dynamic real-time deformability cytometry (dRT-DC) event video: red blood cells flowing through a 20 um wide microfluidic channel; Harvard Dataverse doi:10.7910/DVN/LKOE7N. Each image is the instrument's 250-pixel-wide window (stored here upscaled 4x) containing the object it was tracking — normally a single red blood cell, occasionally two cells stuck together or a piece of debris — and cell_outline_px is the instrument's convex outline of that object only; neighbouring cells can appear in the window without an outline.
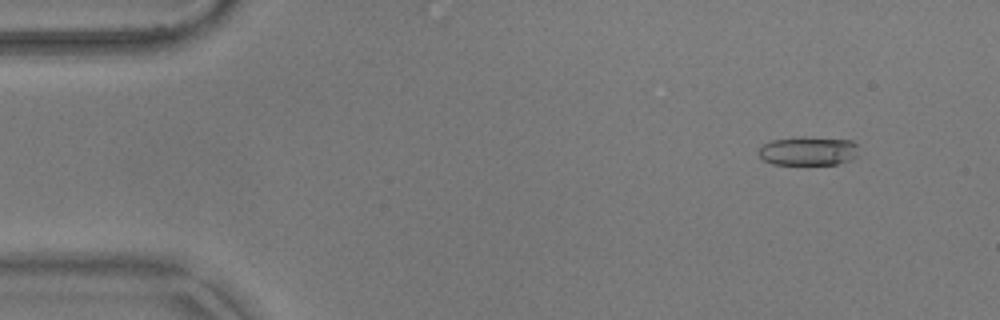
{"species": "common noctule bat (a hibernating species)", "species_latin": "Nyctalus noctula", "temperature_condition": "warm", "stored_images_in_passage": 13, "camera_frame_rate_fps": 3000, "um_per_image_px": 0.085, "animal": {"sex": "male", "body_mass_g": 17.9}, "frame": {"image": 1, "passage_image": 6, "time_ms": 1.667, "image_size_px": [1000, 320], "cell_outline_px": [[856, 156], [852, 160], [836, 164], [772, 164], [764, 160], [756, 152], [764, 144], [772, 140], [852, 140], [856, 144]], "centroid_in_image_um": [68.68, 12.9], "position_along_channel_um": 16.3, "area_um2": 15.72}}